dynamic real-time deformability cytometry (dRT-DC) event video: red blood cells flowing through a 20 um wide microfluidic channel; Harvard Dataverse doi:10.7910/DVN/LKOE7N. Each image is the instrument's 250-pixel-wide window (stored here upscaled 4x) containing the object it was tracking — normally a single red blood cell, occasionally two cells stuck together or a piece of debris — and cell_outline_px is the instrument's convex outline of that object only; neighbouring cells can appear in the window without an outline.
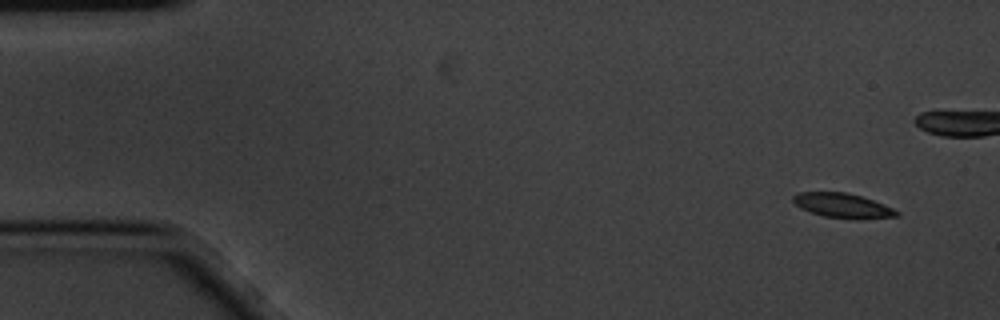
{"species": "common noctule bat (a hibernating species)", "species_latin": "Nyctalus noctula", "temperature_condition": "cold", "stored_images_in_passage": 5, "camera_frame_rate_fps": 3000, "um_per_image_px": 0.085, "animal": {"sex": "male", "body_mass_g": 20.1, "forearm_length_mm": 53.5}, "frame": {"image": 1, "passage_image": 1, "time_ms": 0.0, "image_size_px": [1000, 320], "cell_outline_px": [[900, 216], [856, 220], [824, 216], [808, 212], [800, 208], [792, 200], [792, 196], [796, 192], [848, 192], [884, 204], [900, 212]], "centroid_in_image_um": [71.62, 17.48], "position_along_channel_um": 13.4, "area_um2": 15.09}}